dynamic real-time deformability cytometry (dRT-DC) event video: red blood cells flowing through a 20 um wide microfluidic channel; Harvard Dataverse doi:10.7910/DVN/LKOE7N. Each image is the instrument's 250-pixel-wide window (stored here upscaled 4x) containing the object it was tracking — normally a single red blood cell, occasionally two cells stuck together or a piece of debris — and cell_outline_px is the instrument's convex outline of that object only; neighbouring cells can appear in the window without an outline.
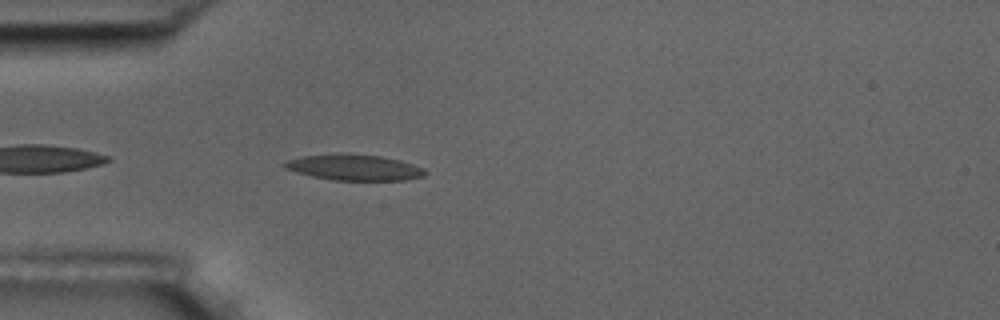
{"species": "common noctule bat (a hibernating species)", "species_latin": "Nyctalus noctula", "temperature_condition": "room temperature", "stored_images_in_passage": 4, "camera_frame_rate_fps": 3000, "um_per_image_px": 0.085, "animal": {"sex": "male", "body_mass_g": 17.5, "forearm_length_mm": 52.3}, "frame": {"image": 1, "passage_image": 4, "time_ms": 3.667, "image_size_px": [1000, 320], "cell_outline_px": [[428, 172], [424, 176], [404, 180], [332, 180], [312, 176], [296, 172], [284, 168], [280, 164], [284, 160], [300, 156], [380, 156], [400, 160], [424, 168]], "centroid_in_image_um": [30.1, 14.27], "position_along_channel_um": 54.9, "area_um2": 20.46}}